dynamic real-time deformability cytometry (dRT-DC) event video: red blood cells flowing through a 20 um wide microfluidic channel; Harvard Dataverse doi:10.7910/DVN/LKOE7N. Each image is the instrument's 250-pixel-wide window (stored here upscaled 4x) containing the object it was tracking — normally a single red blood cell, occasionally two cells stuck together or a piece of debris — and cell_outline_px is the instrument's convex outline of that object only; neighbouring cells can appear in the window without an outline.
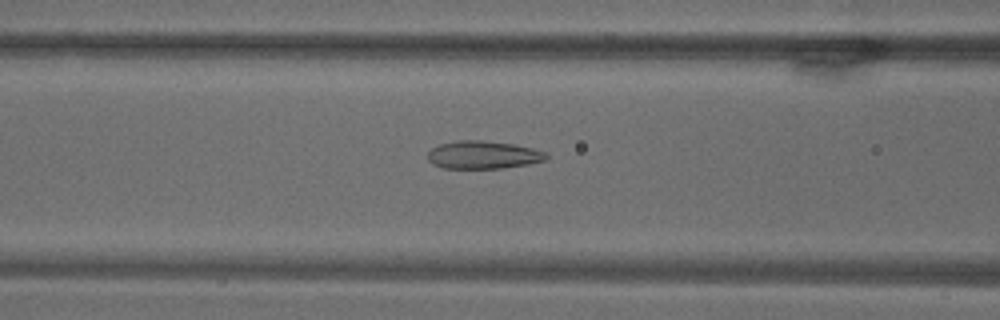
{"species": "common noctule bat (a hibernating species)", "species_latin": "Nyctalus noctula", "temperature_condition": "warm", "stored_images_in_passage": 69, "camera_frame_rate_fps": 3000, "um_per_image_px": 0.085, "animal": {"sex": "male", "body_mass_g": 18.8}, "frame": {"image": 1, "passage_image": 29, "time_ms": 9.333, "image_size_px": [1000, 320], "cell_outline_px": [[548, 156], [544, 160], [528, 164], [504, 168], [444, 168], [432, 164], [428, 160], [428, 152], [432, 148], [440, 144], [456, 140], [480, 140], [516, 144], [548, 152]], "centroid_in_image_um": [41.07, 13.16], "position_along_channel_um": 125.5, "area_um2": 19.36}}
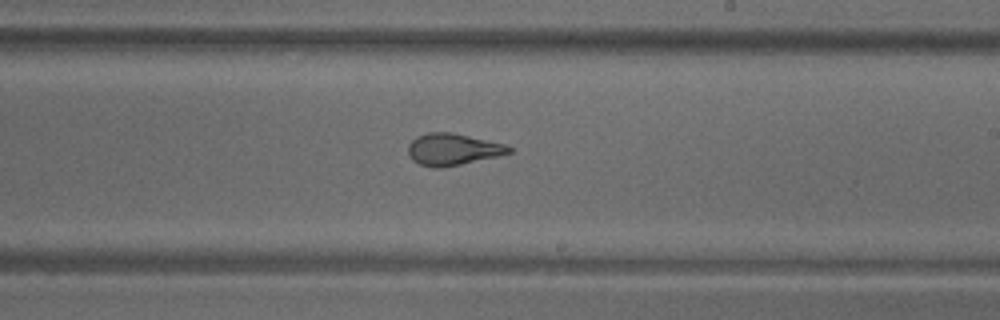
{"frame": {"image": 2, "passage_image": 42, "time_ms": 13.667, "image_size_px": [1000, 320], "cell_outline_px": [[512, 152], [496, 156], [444, 168], [432, 168], [420, 164], [412, 160], [408, 152], [408, 144], [416, 136], [428, 132], [452, 132], [508, 144], [512, 148]], "centroid_in_image_um": [38.48, 12.69], "position_along_channel_um": 250.5, "area_um2": 18.84}}
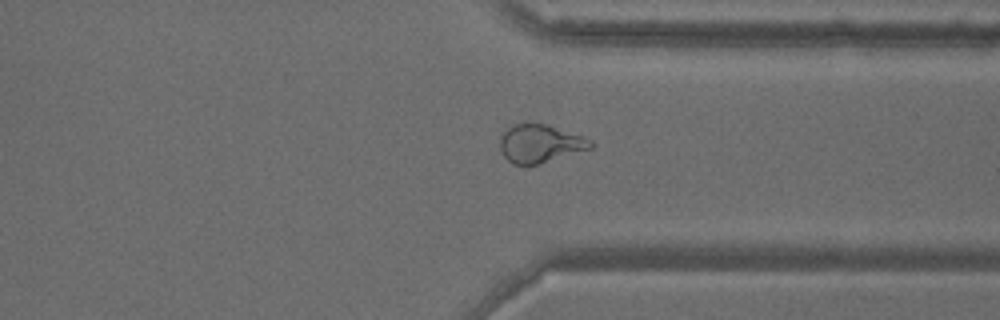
{"frame": {"image": 3, "passage_image": 54, "time_ms": 17.667, "image_size_px": [1000, 320], "cell_outline_px": [[592, 148], [536, 164], [512, 164], [504, 156], [500, 148], [500, 136], [508, 128], [524, 120], [544, 124], [584, 136], [592, 140]], "centroid_in_image_um": [45.88, 12.17], "position_along_channel_um": 365.5, "area_um2": 20.06}}